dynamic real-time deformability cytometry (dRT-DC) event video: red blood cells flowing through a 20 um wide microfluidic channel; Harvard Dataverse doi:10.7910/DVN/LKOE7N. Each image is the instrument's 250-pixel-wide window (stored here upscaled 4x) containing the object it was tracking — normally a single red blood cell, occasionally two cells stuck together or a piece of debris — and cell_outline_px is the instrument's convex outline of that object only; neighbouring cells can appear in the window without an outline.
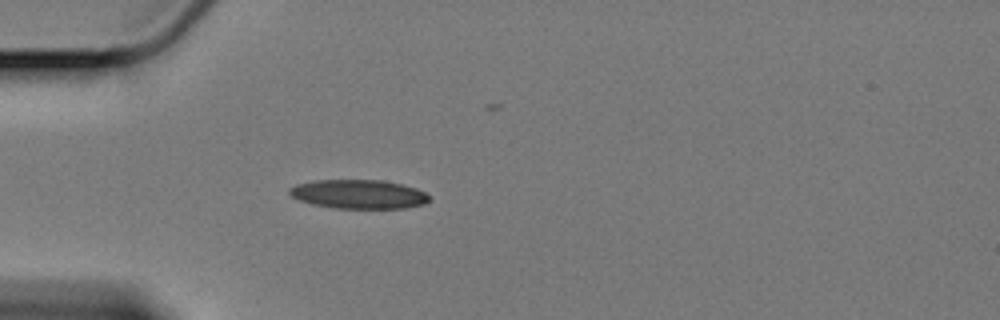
{"species": "Egyptian fruit bat (a non-hibernating species)", "species_latin": "Rousettus aegyptiacus", "temperature_condition": "cold", "stored_images_in_passage": 38, "camera_frame_rate_fps": 3000, "um_per_image_px": 0.085, "animal": {"sex": "female"}, "frame": {"image": 1, "passage_image": 1, "time_ms": 0.0, "image_size_px": [1000, 320], "cell_outline_px": [[428, 200], [424, 204], [404, 208], [332, 208], [312, 204], [300, 200], [292, 196], [288, 192], [288, 188], [296, 184], [316, 180], [384, 180], [416, 188], [424, 192], [428, 196]], "centroid_in_image_um": [30.45, 16.5], "position_along_channel_um": 54.6, "area_um2": 23.52}}
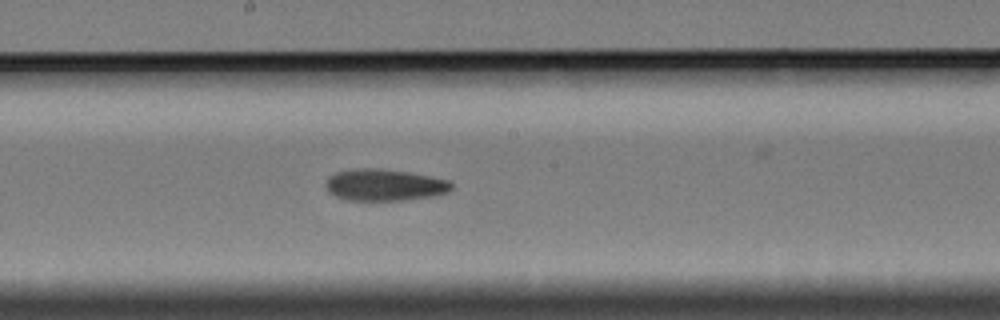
{"frame": {"image": 2, "passage_image": 16, "time_ms": 5.0, "image_size_px": [1000, 320], "cell_outline_px": [[452, 188], [448, 192], [432, 196], [400, 200], [344, 200], [328, 192], [324, 184], [328, 176], [336, 172], [352, 168], [380, 168], [408, 172], [448, 180], [452, 184]], "centroid_in_image_um": [32.61, 15.71], "position_along_channel_um": 215.6, "area_um2": 23.29}}
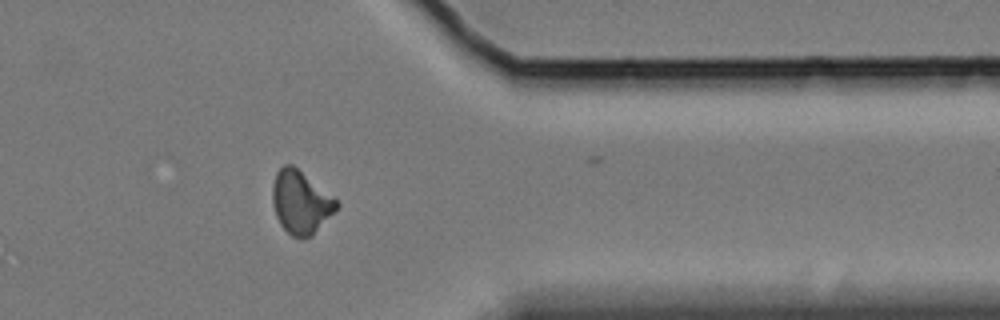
{"frame": {"image": 3, "passage_image": 32, "time_ms": 10.333, "image_size_px": [1000, 320], "cell_outline_px": [[340, 204], [312, 236], [300, 240], [292, 236], [280, 224], [276, 216], [272, 204], [272, 184], [276, 172], [284, 164], [292, 164], [336, 200]], "centroid_in_image_um": [25.51, 17.21], "position_along_channel_um": 385.9, "area_um2": 23.24}, "authors_computed_cell_mechanics": {"area_um2": 23.2067, "velocity_mm_per_s": 3.3939, "shape_relaxation_time_tau1_ms": 7.6153, "shape_relaxation_time_tau2_ms": 7.5245, "deformation_change_tau1": 0.1627, "deformation_change_tau2": 0.1393}}